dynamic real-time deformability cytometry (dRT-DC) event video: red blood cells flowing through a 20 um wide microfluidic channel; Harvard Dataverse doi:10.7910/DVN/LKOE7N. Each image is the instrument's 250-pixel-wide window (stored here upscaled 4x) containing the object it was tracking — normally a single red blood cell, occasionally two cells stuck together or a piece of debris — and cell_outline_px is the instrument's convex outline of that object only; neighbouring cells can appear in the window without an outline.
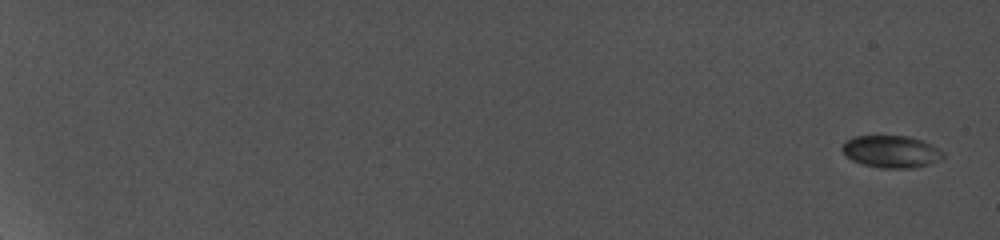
{"species": "common noctule bat (a hibernating species)", "species_latin": "Nyctalus noctula", "temperature_condition": "cold", "stored_images_in_passage": 13, "camera_frame_rate_fps": 5000, "um_per_image_px": 0.085, "animal": {"sex": "female", "body_mass_g": 19.0, "forearm_length_mm": 56.7}, "frame": {"image": 1, "passage_image": 1, "time_ms": 0.0, "image_size_px": [1000, 240], "cell_outline_px": [[944, 156], [928, 164], [912, 168], [880, 168], [860, 164], [844, 156], [840, 148], [844, 140], [856, 136], [908, 136], [924, 140], [932, 144], [944, 152]], "centroid_in_image_um": [75.69, 12.88], "position_along_channel_um": 9.3, "area_um2": 19.19}}
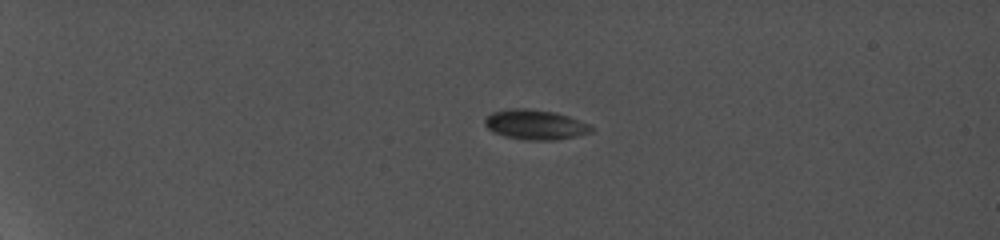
{"frame": {"image": 2, "passage_image": 7, "time_ms": 5.2, "image_size_px": [1000, 240], "cell_outline_px": [[596, 128], [592, 132], [576, 136], [556, 140], [528, 140], [504, 136], [488, 128], [484, 124], [484, 120], [492, 112], [508, 108], [528, 108], [556, 112], [568, 116], [588, 124]], "centroid_in_image_um": [45.51, 10.58], "position_along_channel_um": 39.5, "area_um2": 18.55}}
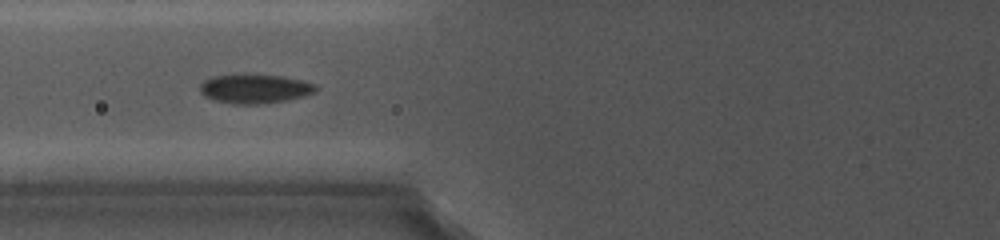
{"frame": {"image": 3, "passage_image": 12, "time_ms": 9.4, "image_size_px": [1000, 240], "cell_outline_px": [[320, 88], [316, 92], [304, 96], [288, 100], [260, 104], [232, 104], [216, 100], [204, 96], [200, 92], [200, 84], [204, 80], [212, 76], [236, 72], [244, 72], [284, 76], [316, 84]], "centroid_in_image_um": [21.65, 7.5], "position_along_channel_um": 104.1, "area_um2": 20.52}}